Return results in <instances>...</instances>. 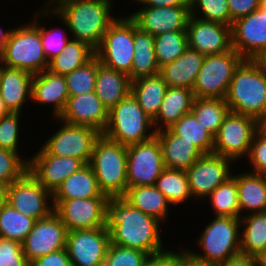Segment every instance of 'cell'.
Here are the masks:
<instances>
[{
  "label": "cell",
  "instance_id": "40",
  "mask_svg": "<svg viewBox=\"0 0 266 266\" xmlns=\"http://www.w3.org/2000/svg\"><path fill=\"white\" fill-rule=\"evenodd\" d=\"M187 48V31H172L154 36L155 56L159 67L176 60Z\"/></svg>",
  "mask_w": 266,
  "mask_h": 266
},
{
  "label": "cell",
  "instance_id": "47",
  "mask_svg": "<svg viewBox=\"0 0 266 266\" xmlns=\"http://www.w3.org/2000/svg\"><path fill=\"white\" fill-rule=\"evenodd\" d=\"M20 113L10 112L0 119V148L10 150L16 153L19 146L20 131Z\"/></svg>",
  "mask_w": 266,
  "mask_h": 266
},
{
  "label": "cell",
  "instance_id": "35",
  "mask_svg": "<svg viewBox=\"0 0 266 266\" xmlns=\"http://www.w3.org/2000/svg\"><path fill=\"white\" fill-rule=\"evenodd\" d=\"M94 56L95 51L86 43L70 38L63 51L49 61L47 70L65 76L84 66Z\"/></svg>",
  "mask_w": 266,
  "mask_h": 266
},
{
  "label": "cell",
  "instance_id": "3",
  "mask_svg": "<svg viewBox=\"0 0 266 266\" xmlns=\"http://www.w3.org/2000/svg\"><path fill=\"white\" fill-rule=\"evenodd\" d=\"M225 100L230 112L259 121L266 113V73L253 60L243 59L233 73Z\"/></svg>",
  "mask_w": 266,
  "mask_h": 266
},
{
  "label": "cell",
  "instance_id": "5",
  "mask_svg": "<svg viewBox=\"0 0 266 266\" xmlns=\"http://www.w3.org/2000/svg\"><path fill=\"white\" fill-rule=\"evenodd\" d=\"M152 119L130 93L108 112V123L102 133L108 139L129 146L152 139L156 135Z\"/></svg>",
  "mask_w": 266,
  "mask_h": 266
},
{
  "label": "cell",
  "instance_id": "44",
  "mask_svg": "<svg viewBox=\"0 0 266 266\" xmlns=\"http://www.w3.org/2000/svg\"><path fill=\"white\" fill-rule=\"evenodd\" d=\"M190 10L193 17L230 26L227 0H190Z\"/></svg>",
  "mask_w": 266,
  "mask_h": 266
},
{
  "label": "cell",
  "instance_id": "12",
  "mask_svg": "<svg viewBox=\"0 0 266 266\" xmlns=\"http://www.w3.org/2000/svg\"><path fill=\"white\" fill-rule=\"evenodd\" d=\"M49 199L50 202H48ZM52 199V193L30 171L8 187L7 203L36 221L47 217L54 211L53 204H49L53 203Z\"/></svg>",
  "mask_w": 266,
  "mask_h": 266
},
{
  "label": "cell",
  "instance_id": "18",
  "mask_svg": "<svg viewBox=\"0 0 266 266\" xmlns=\"http://www.w3.org/2000/svg\"><path fill=\"white\" fill-rule=\"evenodd\" d=\"M29 160L28 171L52 194L65 179L86 165L78 158L49 154L42 146Z\"/></svg>",
  "mask_w": 266,
  "mask_h": 266
},
{
  "label": "cell",
  "instance_id": "48",
  "mask_svg": "<svg viewBox=\"0 0 266 266\" xmlns=\"http://www.w3.org/2000/svg\"><path fill=\"white\" fill-rule=\"evenodd\" d=\"M0 266H30L21 242L0 237Z\"/></svg>",
  "mask_w": 266,
  "mask_h": 266
},
{
  "label": "cell",
  "instance_id": "16",
  "mask_svg": "<svg viewBox=\"0 0 266 266\" xmlns=\"http://www.w3.org/2000/svg\"><path fill=\"white\" fill-rule=\"evenodd\" d=\"M233 163L232 160L221 155L203 154L185 171L192 199L205 201L213 190L232 176L230 165Z\"/></svg>",
  "mask_w": 266,
  "mask_h": 266
},
{
  "label": "cell",
  "instance_id": "37",
  "mask_svg": "<svg viewBox=\"0 0 266 266\" xmlns=\"http://www.w3.org/2000/svg\"><path fill=\"white\" fill-rule=\"evenodd\" d=\"M173 134L192 142L203 154H213L214 137L199 124L191 113L180 117L168 128Z\"/></svg>",
  "mask_w": 266,
  "mask_h": 266
},
{
  "label": "cell",
  "instance_id": "2",
  "mask_svg": "<svg viewBox=\"0 0 266 266\" xmlns=\"http://www.w3.org/2000/svg\"><path fill=\"white\" fill-rule=\"evenodd\" d=\"M112 1L75 0L66 3L52 14L54 18L57 16L61 19L71 32L72 39L86 43L95 51L109 25L117 18L111 13Z\"/></svg>",
  "mask_w": 266,
  "mask_h": 266
},
{
  "label": "cell",
  "instance_id": "55",
  "mask_svg": "<svg viewBox=\"0 0 266 266\" xmlns=\"http://www.w3.org/2000/svg\"><path fill=\"white\" fill-rule=\"evenodd\" d=\"M189 248H182L177 253V259L179 260V266H212L204 261L194 258L188 251Z\"/></svg>",
  "mask_w": 266,
  "mask_h": 266
},
{
  "label": "cell",
  "instance_id": "29",
  "mask_svg": "<svg viewBox=\"0 0 266 266\" xmlns=\"http://www.w3.org/2000/svg\"><path fill=\"white\" fill-rule=\"evenodd\" d=\"M194 98L192 89L168 87L159 112L152 120L154 130L169 128L180 117L190 113Z\"/></svg>",
  "mask_w": 266,
  "mask_h": 266
},
{
  "label": "cell",
  "instance_id": "21",
  "mask_svg": "<svg viewBox=\"0 0 266 266\" xmlns=\"http://www.w3.org/2000/svg\"><path fill=\"white\" fill-rule=\"evenodd\" d=\"M144 32L152 36L172 31H186L190 6L140 7L129 15Z\"/></svg>",
  "mask_w": 266,
  "mask_h": 266
},
{
  "label": "cell",
  "instance_id": "54",
  "mask_svg": "<svg viewBox=\"0 0 266 266\" xmlns=\"http://www.w3.org/2000/svg\"><path fill=\"white\" fill-rule=\"evenodd\" d=\"M143 6L149 7H171V6H190V0H131Z\"/></svg>",
  "mask_w": 266,
  "mask_h": 266
},
{
  "label": "cell",
  "instance_id": "63",
  "mask_svg": "<svg viewBox=\"0 0 266 266\" xmlns=\"http://www.w3.org/2000/svg\"><path fill=\"white\" fill-rule=\"evenodd\" d=\"M263 11L266 12V0H260V6Z\"/></svg>",
  "mask_w": 266,
  "mask_h": 266
},
{
  "label": "cell",
  "instance_id": "32",
  "mask_svg": "<svg viewBox=\"0 0 266 266\" xmlns=\"http://www.w3.org/2000/svg\"><path fill=\"white\" fill-rule=\"evenodd\" d=\"M134 48L133 64L128 74L130 80L158 74L160 67L155 56L154 36L137 27L135 21Z\"/></svg>",
  "mask_w": 266,
  "mask_h": 266
},
{
  "label": "cell",
  "instance_id": "24",
  "mask_svg": "<svg viewBox=\"0 0 266 266\" xmlns=\"http://www.w3.org/2000/svg\"><path fill=\"white\" fill-rule=\"evenodd\" d=\"M33 74L0 64V94L10 112H21L32 99Z\"/></svg>",
  "mask_w": 266,
  "mask_h": 266
},
{
  "label": "cell",
  "instance_id": "7",
  "mask_svg": "<svg viewBox=\"0 0 266 266\" xmlns=\"http://www.w3.org/2000/svg\"><path fill=\"white\" fill-rule=\"evenodd\" d=\"M0 64L33 75L48 69L49 61L42 48L40 32L31 22L12 29Z\"/></svg>",
  "mask_w": 266,
  "mask_h": 266
},
{
  "label": "cell",
  "instance_id": "22",
  "mask_svg": "<svg viewBox=\"0 0 266 266\" xmlns=\"http://www.w3.org/2000/svg\"><path fill=\"white\" fill-rule=\"evenodd\" d=\"M57 120L71 125L89 126L102 134L108 123V110L93 91L69 96Z\"/></svg>",
  "mask_w": 266,
  "mask_h": 266
},
{
  "label": "cell",
  "instance_id": "10",
  "mask_svg": "<svg viewBox=\"0 0 266 266\" xmlns=\"http://www.w3.org/2000/svg\"><path fill=\"white\" fill-rule=\"evenodd\" d=\"M258 130L256 118L229 112L214 138L213 154L221 155L235 163L244 156L247 158L253 137Z\"/></svg>",
  "mask_w": 266,
  "mask_h": 266
},
{
  "label": "cell",
  "instance_id": "15",
  "mask_svg": "<svg viewBox=\"0 0 266 266\" xmlns=\"http://www.w3.org/2000/svg\"><path fill=\"white\" fill-rule=\"evenodd\" d=\"M110 233L103 228L67 232L66 251L71 266H103Z\"/></svg>",
  "mask_w": 266,
  "mask_h": 266
},
{
  "label": "cell",
  "instance_id": "25",
  "mask_svg": "<svg viewBox=\"0 0 266 266\" xmlns=\"http://www.w3.org/2000/svg\"><path fill=\"white\" fill-rule=\"evenodd\" d=\"M163 152L165 168L186 171L203 153L183 137L173 134L168 128L156 131Z\"/></svg>",
  "mask_w": 266,
  "mask_h": 266
},
{
  "label": "cell",
  "instance_id": "61",
  "mask_svg": "<svg viewBox=\"0 0 266 266\" xmlns=\"http://www.w3.org/2000/svg\"><path fill=\"white\" fill-rule=\"evenodd\" d=\"M259 131L266 135V113L265 115L258 121Z\"/></svg>",
  "mask_w": 266,
  "mask_h": 266
},
{
  "label": "cell",
  "instance_id": "52",
  "mask_svg": "<svg viewBox=\"0 0 266 266\" xmlns=\"http://www.w3.org/2000/svg\"><path fill=\"white\" fill-rule=\"evenodd\" d=\"M143 266H179L177 252L168 250L163 254L151 256Z\"/></svg>",
  "mask_w": 266,
  "mask_h": 266
},
{
  "label": "cell",
  "instance_id": "53",
  "mask_svg": "<svg viewBox=\"0 0 266 266\" xmlns=\"http://www.w3.org/2000/svg\"><path fill=\"white\" fill-rule=\"evenodd\" d=\"M217 266H259V258L238 253Z\"/></svg>",
  "mask_w": 266,
  "mask_h": 266
},
{
  "label": "cell",
  "instance_id": "11",
  "mask_svg": "<svg viewBox=\"0 0 266 266\" xmlns=\"http://www.w3.org/2000/svg\"><path fill=\"white\" fill-rule=\"evenodd\" d=\"M164 169L163 152L156 136L127 146V188L155 185Z\"/></svg>",
  "mask_w": 266,
  "mask_h": 266
},
{
  "label": "cell",
  "instance_id": "17",
  "mask_svg": "<svg viewBox=\"0 0 266 266\" xmlns=\"http://www.w3.org/2000/svg\"><path fill=\"white\" fill-rule=\"evenodd\" d=\"M66 239V227L53 211L35 222L33 229L22 242V249L31 263L39 257L65 249Z\"/></svg>",
  "mask_w": 266,
  "mask_h": 266
},
{
  "label": "cell",
  "instance_id": "8",
  "mask_svg": "<svg viewBox=\"0 0 266 266\" xmlns=\"http://www.w3.org/2000/svg\"><path fill=\"white\" fill-rule=\"evenodd\" d=\"M134 50V20L126 15L116 18L109 25L95 50V56L102 65L128 75L133 64Z\"/></svg>",
  "mask_w": 266,
  "mask_h": 266
},
{
  "label": "cell",
  "instance_id": "28",
  "mask_svg": "<svg viewBox=\"0 0 266 266\" xmlns=\"http://www.w3.org/2000/svg\"><path fill=\"white\" fill-rule=\"evenodd\" d=\"M95 93L109 112L131 93L129 75L101 64L96 74Z\"/></svg>",
  "mask_w": 266,
  "mask_h": 266
},
{
  "label": "cell",
  "instance_id": "60",
  "mask_svg": "<svg viewBox=\"0 0 266 266\" xmlns=\"http://www.w3.org/2000/svg\"><path fill=\"white\" fill-rule=\"evenodd\" d=\"M9 113L10 111L6 107L5 102L3 101L2 96L0 94V119Z\"/></svg>",
  "mask_w": 266,
  "mask_h": 266
},
{
  "label": "cell",
  "instance_id": "13",
  "mask_svg": "<svg viewBox=\"0 0 266 266\" xmlns=\"http://www.w3.org/2000/svg\"><path fill=\"white\" fill-rule=\"evenodd\" d=\"M108 197L52 200L54 212L65 225L67 232L73 230L103 228L106 226Z\"/></svg>",
  "mask_w": 266,
  "mask_h": 266
},
{
  "label": "cell",
  "instance_id": "57",
  "mask_svg": "<svg viewBox=\"0 0 266 266\" xmlns=\"http://www.w3.org/2000/svg\"><path fill=\"white\" fill-rule=\"evenodd\" d=\"M252 60L266 73V48L258 53Z\"/></svg>",
  "mask_w": 266,
  "mask_h": 266
},
{
  "label": "cell",
  "instance_id": "41",
  "mask_svg": "<svg viewBox=\"0 0 266 266\" xmlns=\"http://www.w3.org/2000/svg\"><path fill=\"white\" fill-rule=\"evenodd\" d=\"M216 216L240 218L236 179L231 176L207 197Z\"/></svg>",
  "mask_w": 266,
  "mask_h": 266
},
{
  "label": "cell",
  "instance_id": "9",
  "mask_svg": "<svg viewBox=\"0 0 266 266\" xmlns=\"http://www.w3.org/2000/svg\"><path fill=\"white\" fill-rule=\"evenodd\" d=\"M242 60L233 48L228 52L206 55L192 89L194 97L225 99L233 73Z\"/></svg>",
  "mask_w": 266,
  "mask_h": 266
},
{
  "label": "cell",
  "instance_id": "58",
  "mask_svg": "<svg viewBox=\"0 0 266 266\" xmlns=\"http://www.w3.org/2000/svg\"><path fill=\"white\" fill-rule=\"evenodd\" d=\"M12 31V28L9 30H3L0 26V57L3 55L5 45L9 39L10 33Z\"/></svg>",
  "mask_w": 266,
  "mask_h": 266
},
{
  "label": "cell",
  "instance_id": "20",
  "mask_svg": "<svg viewBox=\"0 0 266 266\" xmlns=\"http://www.w3.org/2000/svg\"><path fill=\"white\" fill-rule=\"evenodd\" d=\"M186 31L188 47L205 56L232 49L231 26L190 16Z\"/></svg>",
  "mask_w": 266,
  "mask_h": 266
},
{
  "label": "cell",
  "instance_id": "14",
  "mask_svg": "<svg viewBox=\"0 0 266 266\" xmlns=\"http://www.w3.org/2000/svg\"><path fill=\"white\" fill-rule=\"evenodd\" d=\"M60 122L61 128L41 146L49 154L78 158L85 164H89L94 143L101 133L89 126Z\"/></svg>",
  "mask_w": 266,
  "mask_h": 266
},
{
  "label": "cell",
  "instance_id": "19",
  "mask_svg": "<svg viewBox=\"0 0 266 266\" xmlns=\"http://www.w3.org/2000/svg\"><path fill=\"white\" fill-rule=\"evenodd\" d=\"M232 48L243 59H253L266 48V12L260 7L231 26Z\"/></svg>",
  "mask_w": 266,
  "mask_h": 266
},
{
  "label": "cell",
  "instance_id": "45",
  "mask_svg": "<svg viewBox=\"0 0 266 266\" xmlns=\"http://www.w3.org/2000/svg\"><path fill=\"white\" fill-rule=\"evenodd\" d=\"M29 161L19 153L0 148V182L10 185L20 179L28 171Z\"/></svg>",
  "mask_w": 266,
  "mask_h": 266
},
{
  "label": "cell",
  "instance_id": "27",
  "mask_svg": "<svg viewBox=\"0 0 266 266\" xmlns=\"http://www.w3.org/2000/svg\"><path fill=\"white\" fill-rule=\"evenodd\" d=\"M232 176L237 184L240 217L245 211L247 215L266 212V176L250 171Z\"/></svg>",
  "mask_w": 266,
  "mask_h": 266
},
{
  "label": "cell",
  "instance_id": "36",
  "mask_svg": "<svg viewBox=\"0 0 266 266\" xmlns=\"http://www.w3.org/2000/svg\"><path fill=\"white\" fill-rule=\"evenodd\" d=\"M230 112L225 99L194 98L190 113L214 138Z\"/></svg>",
  "mask_w": 266,
  "mask_h": 266
},
{
  "label": "cell",
  "instance_id": "51",
  "mask_svg": "<svg viewBox=\"0 0 266 266\" xmlns=\"http://www.w3.org/2000/svg\"><path fill=\"white\" fill-rule=\"evenodd\" d=\"M30 266H71V263L65 248L35 259Z\"/></svg>",
  "mask_w": 266,
  "mask_h": 266
},
{
  "label": "cell",
  "instance_id": "30",
  "mask_svg": "<svg viewBox=\"0 0 266 266\" xmlns=\"http://www.w3.org/2000/svg\"><path fill=\"white\" fill-rule=\"evenodd\" d=\"M52 195V200L107 197L102 194L93 169L89 164L65 179Z\"/></svg>",
  "mask_w": 266,
  "mask_h": 266
},
{
  "label": "cell",
  "instance_id": "38",
  "mask_svg": "<svg viewBox=\"0 0 266 266\" xmlns=\"http://www.w3.org/2000/svg\"><path fill=\"white\" fill-rule=\"evenodd\" d=\"M170 204L178 206L192 198L187 174L183 170L165 168L154 185Z\"/></svg>",
  "mask_w": 266,
  "mask_h": 266
},
{
  "label": "cell",
  "instance_id": "34",
  "mask_svg": "<svg viewBox=\"0 0 266 266\" xmlns=\"http://www.w3.org/2000/svg\"><path fill=\"white\" fill-rule=\"evenodd\" d=\"M240 253L259 258L266 251V212L240 217Z\"/></svg>",
  "mask_w": 266,
  "mask_h": 266
},
{
  "label": "cell",
  "instance_id": "43",
  "mask_svg": "<svg viewBox=\"0 0 266 266\" xmlns=\"http://www.w3.org/2000/svg\"><path fill=\"white\" fill-rule=\"evenodd\" d=\"M39 11L40 12H36V15L34 14V19L32 20L33 22L31 23L39 30L40 37L42 40V48L47 57V60L50 61L51 59L58 56L63 51V49L66 47L70 39L68 38L69 37L68 34L66 35L65 31H63L64 29L60 30L61 32L59 33V31H57L58 29L48 30L45 25L44 27L41 26V24L38 23L39 18L44 15L46 17L49 15L52 16V12L42 9H40Z\"/></svg>",
  "mask_w": 266,
  "mask_h": 266
},
{
  "label": "cell",
  "instance_id": "26",
  "mask_svg": "<svg viewBox=\"0 0 266 266\" xmlns=\"http://www.w3.org/2000/svg\"><path fill=\"white\" fill-rule=\"evenodd\" d=\"M204 58L205 55L188 47L176 60L160 67L159 74L168 87L193 89Z\"/></svg>",
  "mask_w": 266,
  "mask_h": 266
},
{
  "label": "cell",
  "instance_id": "39",
  "mask_svg": "<svg viewBox=\"0 0 266 266\" xmlns=\"http://www.w3.org/2000/svg\"><path fill=\"white\" fill-rule=\"evenodd\" d=\"M36 220L5 203L0 208V237L23 242Z\"/></svg>",
  "mask_w": 266,
  "mask_h": 266
},
{
  "label": "cell",
  "instance_id": "4",
  "mask_svg": "<svg viewBox=\"0 0 266 266\" xmlns=\"http://www.w3.org/2000/svg\"><path fill=\"white\" fill-rule=\"evenodd\" d=\"M89 165L103 195L124 197L127 191V146L101 134L94 143Z\"/></svg>",
  "mask_w": 266,
  "mask_h": 266
},
{
  "label": "cell",
  "instance_id": "6",
  "mask_svg": "<svg viewBox=\"0 0 266 266\" xmlns=\"http://www.w3.org/2000/svg\"><path fill=\"white\" fill-rule=\"evenodd\" d=\"M240 231V218L215 216L196 241L203 253L187 251L194 258L217 266L240 253Z\"/></svg>",
  "mask_w": 266,
  "mask_h": 266
},
{
  "label": "cell",
  "instance_id": "1",
  "mask_svg": "<svg viewBox=\"0 0 266 266\" xmlns=\"http://www.w3.org/2000/svg\"><path fill=\"white\" fill-rule=\"evenodd\" d=\"M160 226L158 219L136 209L124 197L107 201L105 227L111 244L137 249L150 257L163 254L168 250L163 248Z\"/></svg>",
  "mask_w": 266,
  "mask_h": 266
},
{
  "label": "cell",
  "instance_id": "46",
  "mask_svg": "<svg viewBox=\"0 0 266 266\" xmlns=\"http://www.w3.org/2000/svg\"><path fill=\"white\" fill-rule=\"evenodd\" d=\"M149 257L143 251L110 243L103 266H143Z\"/></svg>",
  "mask_w": 266,
  "mask_h": 266
},
{
  "label": "cell",
  "instance_id": "33",
  "mask_svg": "<svg viewBox=\"0 0 266 266\" xmlns=\"http://www.w3.org/2000/svg\"><path fill=\"white\" fill-rule=\"evenodd\" d=\"M124 198L136 209L151 215L160 222L168 217L170 203L154 185L128 187Z\"/></svg>",
  "mask_w": 266,
  "mask_h": 266
},
{
  "label": "cell",
  "instance_id": "50",
  "mask_svg": "<svg viewBox=\"0 0 266 266\" xmlns=\"http://www.w3.org/2000/svg\"><path fill=\"white\" fill-rule=\"evenodd\" d=\"M230 10V26L233 22L257 10L260 0H227Z\"/></svg>",
  "mask_w": 266,
  "mask_h": 266
},
{
  "label": "cell",
  "instance_id": "62",
  "mask_svg": "<svg viewBox=\"0 0 266 266\" xmlns=\"http://www.w3.org/2000/svg\"><path fill=\"white\" fill-rule=\"evenodd\" d=\"M259 266H266V251L259 257Z\"/></svg>",
  "mask_w": 266,
  "mask_h": 266
},
{
  "label": "cell",
  "instance_id": "42",
  "mask_svg": "<svg viewBox=\"0 0 266 266\" xmlns=\"http://www.w3.org/2000/svg\"><path fill=\"white\" fill-rule=\"evenodd\" d=\"M101 61L94 56L84 66L65 75L69 96L95 91L96 74Z\"/></svg>",
  "mask_w": 266,
  "mask_h": 266
},
{
  "label": "cell",
  "instance_id": "49",
  "mask_svg": "<svg viewBox=\"0 0 266 266\" xmlns=\"http://www.w3.org/2000/svg\"><path fill=\"white\" fill-rule=\"evenodd\" d=\"M247 157L253 169L250 172L266 176V135L259 130L253 137Z\"/></svg>",
  "mask_w": 266,
  "mask_h": 266
},
{
  "label": "cell",
  "instance_id": "23",
  "mask_svg": "<svg viewBox=\"0 0 266 266\" xmlns=\"http://www.w3.org/2000/svg\"><path fill=\"white\" fill-rule=\"evenodd\" d=\"M68 98L69 93L64 75L44 70L33 76L31 102L40 103V106L51 104L52 116L55 119L59 118L64 111Z\"/></svg>",
  "mask_w": 266,
  "mask_h": 266
},
{
  "label": "cell",
  "instance_id": "56",
  "mask_svg": "<svg viewBox=\"0 0 266 266\" xmlns=\"http://www.w3.org/2000/svg\"><path fill=\"white\" fill-rule=\"evenodd\" d=\"M71 1H75V0H48V2L45 1V3H47V4L42 6V10L56 12L63 5H65L66 3H69Z\"/></svg>",
  "mask_w": 266,
  "mask_h": 266
},
{
  "label": "cell",
  "instance_id": "31",
  "mask_svg": "<svg viewBox=\"0 0 266 266\" xmlns=\"http://www.w3.org/2000/svg\"><path fill=\"white\" fill-rule=\"evenodd\" d=\"M167 88L166 82L159 73L131 81V94L152 120L159 112Z\"/></svg>",
  "mask_w": 266,
  "mask_h": 266
},
{
  "label": "cell",
  "instance_id": "59",
  "mask_svg": "<svg viewBox=\"0 0 266 266\" xmlns=\"http://www.w3.org/2000/svg\"><path fill=\"white\" fill-rule=\"evenodd\" d=\"M8 184L0 182V208L7 203Z\"/></svg>",
  "mask_w": 266,
  "mask_h": 266
}]
</instances>
